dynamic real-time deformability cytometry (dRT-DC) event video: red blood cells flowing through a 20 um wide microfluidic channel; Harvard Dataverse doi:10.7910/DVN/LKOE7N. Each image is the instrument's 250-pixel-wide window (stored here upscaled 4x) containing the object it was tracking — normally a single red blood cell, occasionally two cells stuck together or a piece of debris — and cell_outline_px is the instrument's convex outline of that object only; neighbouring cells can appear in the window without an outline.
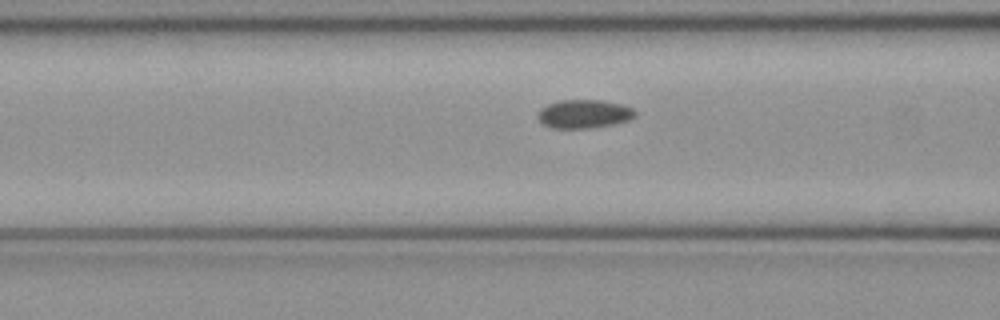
{"species": "common noctule bat (a hibernating species)", "species_latin": "Nyctalus noctula", "temperature_condition": "cold", "stored_images_in_passage": 22, "camera_frame_rate_fps": 3000, "um_per_image_px": 0.085, "animal": {"sex": "female", "body_mass_g": 21.9}, "frame": {"image": 1, "passage_image": 15, "time_ms": 4.667, "image_size_px": [1000, 320], "cell_outline_px": [[636, 116], [628, 120], [612, 124], [592, 128], [552, 128], [544, 124], [536, 116], [540, 108], [548, 104], [560, 100], [600, 100], [624, 104], [632, 108], [636, 112]], "centroid_in_image_um": [49.64, 9.67], "position_along_channel_um": 117.0, "area_um2": 16.24}}
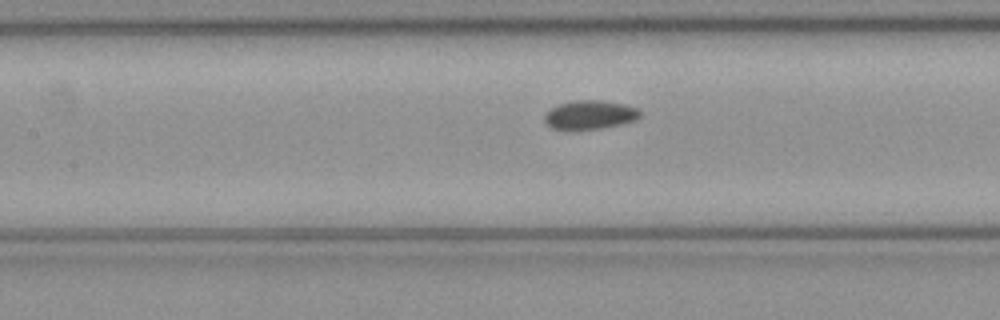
{"frame": {"image": 2, "passage_image": 18, "time_ms": 5.667, "image_size_px": [1000, 320], "cell_outline_px": [[640, 116], [636, 120], [620, 124], [600, 128], [572, 132], [564, 132], [552, 128], [544, 124], [544, 116], [552, 108], [560, 104], [572, 100], [600, 100], [624, 104], [636, 108], [640, 112]], "centroid_in_image_um": [50.07, 9.8], "position_along_channel_um": 157.3, "area_um2": 16.47}}
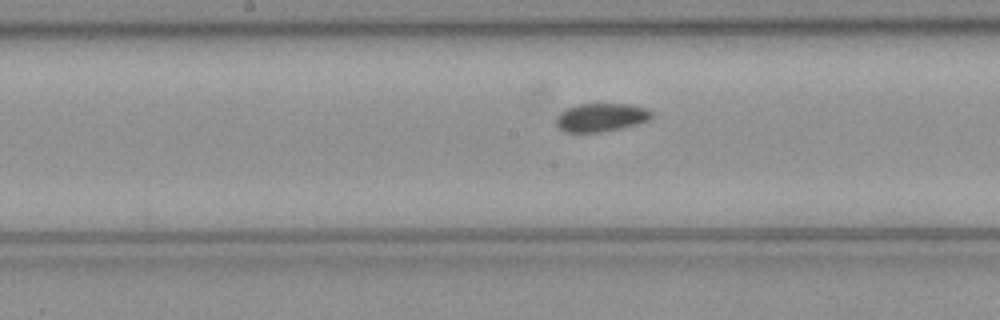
{"frame": {"image": 3, "passage_image": 21, "time_ms": 6.667, "image_size_px": [1000, 320], "cell_outline_px": [[652, 116], [648, 120], [636, 124], [620, 128], [600, 132], [564, 132], [556, 124], [556, 116], [560, 112], [568, 108], [580, 104], [632, 104], [648, 108], [652, 112]], "centroid_in_image_um": [51.09, 9.97], "position_along_channel_um": 197.1, "area_um2": 15.72}}